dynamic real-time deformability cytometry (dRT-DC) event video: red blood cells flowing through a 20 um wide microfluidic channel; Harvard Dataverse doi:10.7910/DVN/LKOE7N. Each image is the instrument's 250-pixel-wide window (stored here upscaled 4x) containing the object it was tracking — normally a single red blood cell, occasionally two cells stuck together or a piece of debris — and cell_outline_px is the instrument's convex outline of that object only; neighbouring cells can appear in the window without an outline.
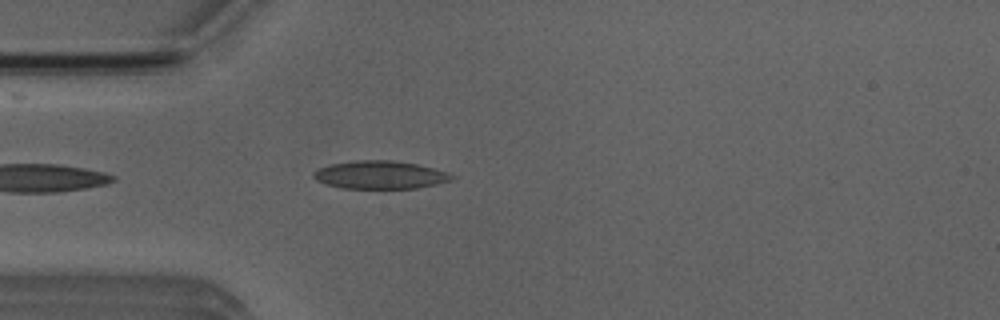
{"species": "Egyptian fruit bat (a non-hibernating species)", "species_latin": "Rousettus aegyptiacus", "temperature_condition": "room temperature", "stored_images_in_passage": 40, "camera_frame_rate_fps": 3000, "um_per_image_px": 0.085, "animal": {"sex": "male"}, "frame": {"image": 1, "passage_image": 3, "time_ms": 0.667, "image_size_px": [1000, 320], "cell_outline_px": [[456, 176], [452, 180], [436, 184], [416, 188], [344, 188], [324, 184], [316, 180], [312, 176], [312, 172], [320, 168], [332, 164], [356, 160], [392, 160], [416, 164], [448, 172]], "centroid_in_image_um": [32.3, 14.86], "position_along_channel_um": 52.7, "area_um2": 22.48}}
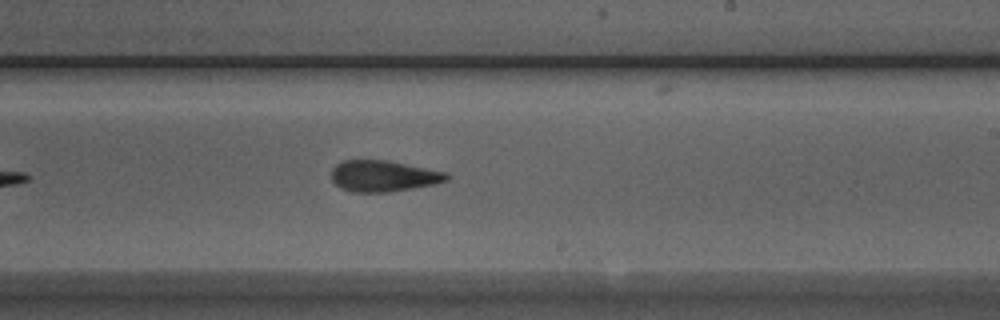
{"frame": {"image": 2, "passage_image": 19, "time_ms": 6.0, "image_size_px": [1000, 320], "cell_outline_px": [[448, 180], [432, 184], [412, 188], [388, 192], [352, 192], [340, 188], [332, 180], [332, 168], [336, 164], [344, 160], [388, 160], [448, 172]], "centroid_in_image_um": [32.57, 14.95], "position_along_channel_um": 256.4, "area_um2": 20.92}}
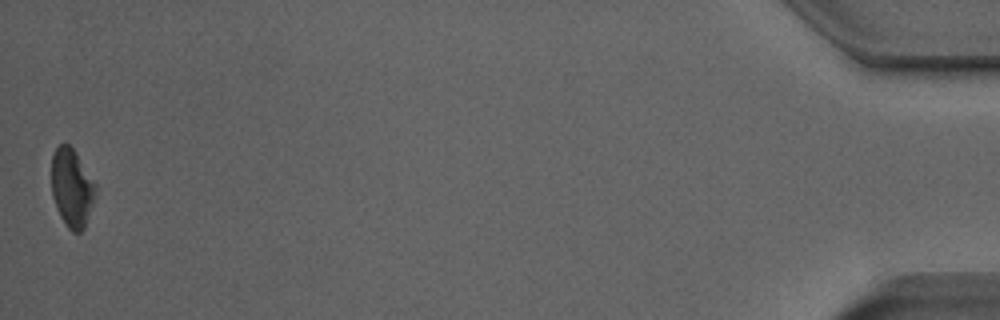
{"frame": {"image": 3, "passage_image": 40, "time_ms": 13.0, "image_size_px": [1000, 320], "cell_outline_px": [[96, 188], [92, 204], [84, 228], [80, 232], [72, 232], [64, 224], [56, 208], [52, 196], [52, 156], [56, 148], [64, 140], [76, 152], [96, 184]], "centroid_in_image_um": [6.09, 15.95], "position_along_channel_um": 429.1, "area_um2": 20.06}, "authors_computed_cell_mechanics": {"area_um2": 21.2993, "velocity_mm_per_s": 3.932, "shape_relaxation_time_tau1_ms": 4.3732, "shape_relaxation_time_tau2_ms": 3.0497, "deformation_change_tau1": 0.1186, "deformation_change_tau2": 0.108}}